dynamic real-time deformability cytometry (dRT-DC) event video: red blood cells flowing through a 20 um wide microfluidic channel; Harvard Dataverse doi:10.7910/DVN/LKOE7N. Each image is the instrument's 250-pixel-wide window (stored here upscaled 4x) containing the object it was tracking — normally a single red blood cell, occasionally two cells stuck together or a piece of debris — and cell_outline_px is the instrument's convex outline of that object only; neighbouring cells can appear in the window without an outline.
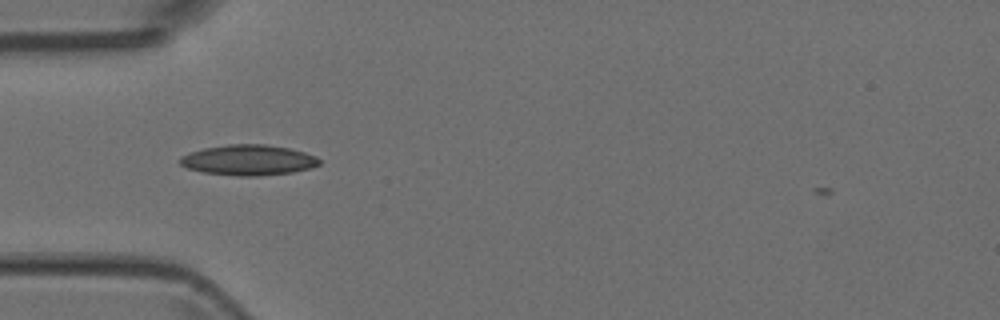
{"species": "Egyptian fruit bat (a non-hibernating species)", "species_latin": "Rousettus aegyptiacus", "temperature_condition": "room temperature", "stored_images_in_passage": 4, "camera_frame_rate_fps": 3000, "um_per_image_px": 0.085, "animal": {"sex": "female"}, "frame": {"image": 1, "passage_image": 1, "time_ms": 0.0, "image_size_px": [1000, 320], "cell_outline_px": [[320, 164], [312, 168], [292, 172], [260, 176], [240, 176], [204, 172], [188, 168], [180, 164], [180, 156], [204, 148], [228, 144], [264, 144], [288, 148], [304, 152], [316, 156], [320, 160]], "centroid_in_image_um": [21.14, 13.6], "position_along_channel_um": 63.9, "area_um2": 24.62}}
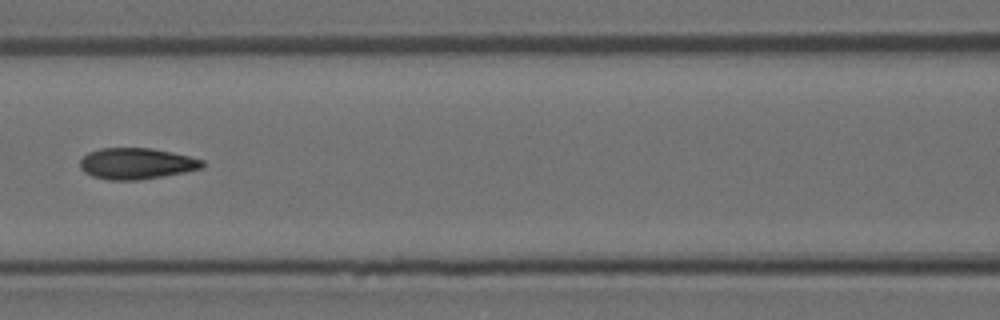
{"frame": {"image": 2, "passage_image": 3, "time_ms": 0.667, "image_size_px": [1000, 320], "cell_outline_px": [[204, 168], [184, 172], [140, 180], [108, 180], [92, 176], [84, 172], [80, 168], [80, 160], [88, 152], [100, 148], [152, 148], [172, 152], [204, 160]], "centroid_in_image_um": [11.59, 13.9], "position_along_channel_um": 155.0, "area_um2": 22.31}}
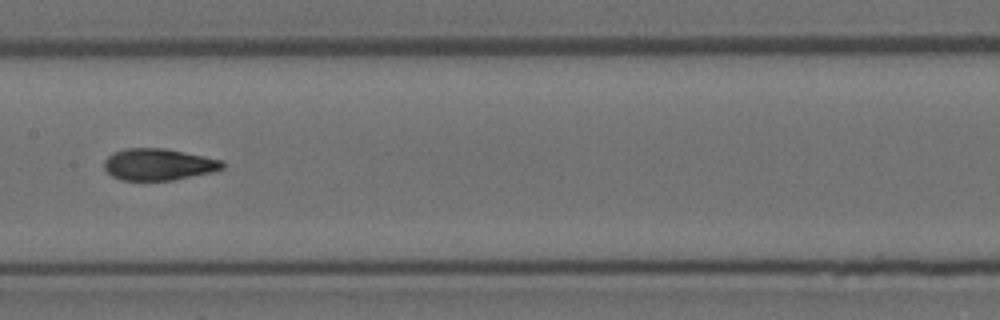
{"frame": {"image": 3, "passage_image": 4, "time_ms": 1.0, "image_size_px": [1000, 320], "cell_outline_px": [[224, 168], [216, 172], [176, 180], [120, 180], [112, 176], [104, 168], [104, 160], [112, 152], [124, 148], [168, 148], [224, 160]], "centroid_in_image_um": [13.52, 13.97], "position_along_channel_um": 193.9, "area_um2": 22.37}}